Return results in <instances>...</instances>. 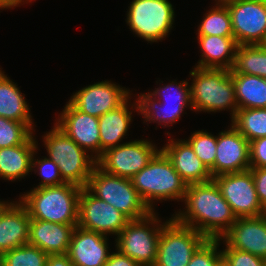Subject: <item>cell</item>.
I'll list each match as a JSON object with an SVG mask.
<instances>
[{"instance_id": "cell-1", "label": "cell", "mask_w": 266, "mask_h": 266, "mask_svg": "<svg viewBox=\"0 0 266 266\" xmlns=\"http://www.w3.org/2000/svg\"><path fill=\"white\" fill-rule=\"evenodd\" d=\"M182 202L186 209L175 211L172 218L197 230L207 239H220L237 220L214 179L189 184Z\"/></svg>"}, {"instance_id": "cell-2", "label": "cell", "mask_w": 266, "mask_h": 266, "mask_svg": "<svg viewBox=\"0 0 266 266\" xmlns=\"http://www.w3.org/2000/svg\"><path fill=\"white\" fill-rule=\"evenodd\" d=\"M82 187L65 183L33 188L19 195L31 219L59 224H78L79 197Z\"/></svg>"}, {"instance_id": "cell-3", "label": "cell", "mask_w": 266, "mask_h": 266, "mask_svg": "<svg viewBox=\"0 0 266 266\" xmlns=\"http://www.w3.org/2000/svg\"><path fill=\"white\" fill-rule=\"evenodd\" d=\"M190 98L194 112L230 111L232 120L238 109L230 70L214 68H192Z\"/></svg>"}, {"instance_id": "cell-4", "label": "cell", "mask_w": 266, "mask_h": 266, "mask_svg": "<svg viewBox=\"0 0 266 266\" xmlns=\"http://www.w3.org/2000/svg\"><path fill=\"white\" fill-rule=\"evenodd\" d=\"M131 181L152 212L155 211V202H182L188 186L161 150Z\"/></svg>"}, {"instance_id": "cell-5", "label": "cell", "mask_w": 266, "mask_h": 266, "mask_svg": "<svg viewBox=\"0 0 266 266\" xmlns=\"http://www.w3.org/2000/svg\"><path fill=\"white\" fill-rule=\"evenodd\" d=\"M53 124V129L42 136L47 157L58 165L61 177L66 183L86 187L97 165L96 159Z\"/></svg>"}, {"instance_id": "cell-6", "label": "cell", "mask_w": 266, "mask_h": 266, "mask_svg": "<svg viewBox=\"0 0 266 266\" xmlns=\"http://www.w3.org/2000/svg\"><path fill=\"white\" fill-rule=\"evenodd\" d=\"M176 81L162 84L153 92L137 95L138 115L140 113L145 119L143 123L156 122L163 127H170L180 120L185 108L192 110L189 82L187 79L178 83Z\"/></svg>"}, {"instance_id": "cell-7", "label": "cell", "mask_w": 266, "mask_h": 266, "mask_svg": "<svg viewBox=\"0 0 266 266\" xmlns=\"http://www.w3.org/2000/svg\"><path fill=\"white\" fill-rule=\"evenodd\" d=\"M85 188L98 199L121 211L130 220L142 219L152 212L134 188L131 179L109 174L97 165Z\"/></svg>"}, {"instance_id": "cell-8", "label": "cell", "mask_w": 266, "mask_h": 266, "mask_svg": "<svg viewBox=\"0 0 266 266\" xmlns=\"http://www.w3.org/2000/svg\"><path fill=\"white\" fill-rule=\"evenodd\" d=\"M153 211L148 216L130 220L115 239V247L140 266H153L158 251V241L165 222Z\"/></svg>"}, {"instance_id": "cell-9", "label": "cell", "mask_w": 266, "mask_h": 266, "mask_svg": "<svg viewBox=\"0 0 266 266\" xmlns=\"http://www.w3.org/2000/svg\"><path fill=\"white\" fill-rule=\"evenodd\" d=\"M126 15L130 31L148 43L165 40L175 22L169 0H133Z\"/></svg>"}, {"instance_id": "cell-10", "label": "cell", "mask_w": 266, "mask_h": 266, "mask_svg": "<svg viewBox=\"0 0 266 266\" xmlns=\"http://www.w3.org/2000/svg\"><path fill=\"white\" fill-rule=\"evenodd\" d=\"M207 240L197 230L166 219L158 241L153 266H187L197 249Z\"/></svg>"}, {"instance_id": "cell-11", "label": "cell", "mask_w": 266, "mask_h": 266, "mask_svg": "<svg viewBox=\"0 0 266 266\" xmlns=\"http://www.w3.org/2000/svg\"><path fill=\"white\" fill-rule=\"evenodd\" d=\"M160 150L150 140H131L104 151L96 160L97 166L109 174L131 179L147 166Z\"/></svg>"}, {"instance_id": "cell-12", "label": "cell", "mask_w": 266, "mask_h": 266, "mask_svg": "<svg viewBox=\"0 0 266 266\" xmlns=\"http://www.w3.org/2000/svg\"><path fill=\"white\" fill-rule=\"evenodd\" d=\"M130 219L121 211L92 195L85 187L79 197L78 224L80 228L103 235H119Z\"/></svg>"}, {"instance_id": "cell-13", "label": "cell", "mask_w": 266, "mask_h": 266, "mask_svg": "<svg viewBox=\"0 0 266 266\" xmlns=\"http://www.w3.org/2000/svg\"><path fill=\"white\" fill-rule=\"evenodd\" d=\"M226 6L238 45L266 44V0H236Z\"/></svg>"}, {"instance_id": "cell-14", "label": "cell", "mask_w": 266, "mask_h": 266, "mask_svg": "<svg viewBox=\"0 0 266 266\" xmlns=\"http://www.w3.org/2000/svg\"><path fill=\"white\" fill-rule=\"evenodd\" d=\"M213 179L237 218L266 214V210L258 200L250 170L222 174Z\"/></svg>"}, {"instance_id": "cell-15", "label": "cell", "mask_w": 266, "mask_h": 266, "mask_svg": "<svg viewBox=\"0 0 266 266\" xmlns=\"http://www.w3.org/2000/svg\"><path fill=\"white\" fill-rule=\"evenodd\" d=\"M131 92L126 87L104 80L73 93L69 102L81 112L99 118L123 105L133 95Z\"/></svg>"}, {"instance_id": "cell-16", "label": "cell", "mask_w": 266, "mask_h": 266, "mask_svg": "<svg viewBox=\"0 0 266 266\" xmlns=\"http://www.w3.org/2000/svg\"><path fill=\"white\" fill-rule=\"evenodd\" d=\"M217 135L216 159L211 176L250 169V142L232 125Z\"/></svg>"}, {"instance_id": "cell-17", "label": "cell", "mask_w": 266, "mask_h": 266, "mask_svg": "<svg viewBox=\"0 0 266 266\" xmlns=\"http://www.w3.org/2000/svg\"><path fill=\"white\" fill-rule=\"evenodd\" d=\"M57 119V120H56ZM55 119V124L82 149L100 157L99 118L76 109L69 101Z\"/></svg>"}, {"instance_id": "cell-18", "label": "cell", "mask_w": 266, "mask_h": 266, "mask_svg": "<svg viewBox=\"0 0 266 266\" xmlns=\"http://www.w3.org/2000/svg\"><path fill=\"white\" fill-rule=\"evenodd\" d=\"M219 240L225 244V248L249 252L266 259V214L237 218Z\"/></svg>"}, {"instance_id": "cell-19", "label": "cell", "mask_w": 266, "mask_h": 266, "mask_svg": "<svg viewBox=\"0 0 266 266\" xmlns=\"http://www.w3.org/2000/svg\"><path fill=\"white\" fill-rule=\"evenodd\" d=\"M106 235L76 226L68 249V257L74 266H104L110 250Z\"/></svg>"}, {"instance_id": "cell-20", "label": "cell", "mask_w": 266, "mask_h": 266, "mask_svg": "<svg viewBox=\"0 0 266 266\" xmlns=\"http://www.w3.org/2000/svg\"><path fill=\"white\" fill-rule=\"evenodd\" d=\"M168 141L160 149L187 185L208 182L213 179L210 171L185 139L170 137Z\"/></svg>"}, {"instance_id": "cell-21", "label": "cell", "mask_w": 266, "mask_h": 266, "mask_svg": "<svg viewBox=\"0 0 266 266\" xmlns=\"http://www.w3.org/2000/svg\"><path fill=\"white\" fill-rule=\"evenodd\" d=\"M31 218L25 206L10 201L0 213V253L13 250L29 242Z\"/></svg>"}, {"instance_id": "cell-22", "label": "cell", "mask_w": 266, "mask_h": 266, "mask_svg": "<svg viewBox=\"0 0 266 266\" xmlns=\"http://www.w3.org/2000/svg\"><path fill=\"white\" fill-rule=\"evenodd\" d=\"M77 224H59L31 219L28 244L48 255L68 252L73 231Z\"/></svg>"}, {"instance_id": "cell-23", "label": "cell", "mask_w": 266, "mask_h": 266, "mask_svg": "<svg viewBox=\"0 0 266 266\" xmlns=\"http://www.w3.org/2000/svg\"><path fill=\"white\" fill-rule=\"evenodd\" d=\"M131 98L115 110L109 111L99 117L100 156L107 149L124 144L122 140L128 135L130 124L133 121L132 113L134 109L136 112H139L137 100L131 104Z\"/></svg>"}, {"instance_id": "cell-24", "label": "cell", "mask_w": 266, "mask_h": 266, "mask_svg": "<svg viewBox=\"0 0 266 266\" xmlns=\"http://www.w3.org/2000/svg\"><path fill=\"white\" fill-rule=\"evenodd\" d=\"M201 59L197 68L231 70L238 44L234 36L197 35Z\"/></svg>"}, {"instance_id": "cell-25", "label": "cell", "mask_w": 266, "mask_h": 266, "mask_svg": "<svg viewBox=\"0 0 266 266\" xmlns=\"http://www.w3.org/2000/svg\"><path fill=\"white\" fill-rule=\"evenodd\" d=\"M36 149L34 134L24 144L0 148V178L13 182L29 175Z\"/></svg>"}, {"instance_id": "cell-26", "label": "cell", "mask_w": 266, "mask_h": 266, "mask_svg": "<svg viewBox=\"0 0 266 266\" xmlns=\"http://www.w3.org/2000/svg\"><path fill=\"white\" fill-rule=\"evenodd\" d=\"M0 68V116L6 119L23 122L34 132V120L29 104L17 83H14Z\"/></svg>"}, {"instance_id": "cell-27", "label": "cell", "mask_w": 266, "mask_h": 266, "mask_svg": "<svg viewBox=\"0 0 266 266\" xmlns=\"http://www.w3.org/2000/svg\"><path fill=\"white\" fill-rule=\"evenodd\" d=\"M238 109L266 108L265 78L231 73Z\"/></svg>"}, {"instance_id": "cell-28", "label": "cell", "mask_w": 266, "mask_h": 266, "mask_svg": "<svg viewBox=\"0 0 266 266\" xmlns=\"http://www.w3.org/2000/svg\"><path fill=\"white\" fill-rule=\"evenodd\" d=\"M230 72L266 78V44L238 45Z\"/></svg>"}, {"instance_id": "cell-29", "label": "cell", "mask_w": 266, "mask_h": 266, "mask_svg": "<svg viewBox=\"0 0 266 266\" xmlns=\"http://www.w3.org/2000/svg\"><path fill=\"white\" fill-rule=\"evenodd\" d=\"M231 124L249 142L266 137V108L237 109Z\"/></svg>"}, {"instance_id": "cell-30", "label": "cell", "mask_w": 266, "mask_h": 266, "mask_svg": "<svg viewBox=\"0 0 266 266\" xmlns=\"http://www.w3.org/2000/svg\"><path fill=\"white\" fill-rule=\"evenodd\" d=\"M199 23L196 35L234 36L231 17L226 5L214 4Z\"/></svg>"}, {"instance_id": "cell-31", "label": "cell", "mask_w": 266, "mask_h": 266, "mask_svg": "<svg viewBox=\"0 0 266 266\" xmlns=\"http://www.w3.org/2000/svg\"><path fill=\"white\" fill-rule=\"evenodd\" d=\"M48 254L36 246L22 245L2 254V266H45Z\"/></svg>"}, {"instance_id": "cell-32", "label": "cell", "mask_w": 266, "mask_h": 266, "mask_svg": "<svg viewBox=\"0 0 266 266\" xmlns=\"http://www.w3.org/2000/svg\"><path fill=\"white\" fill-rule=\"evenodd\" d=\"M188 138L186 141L210 171L214 167L216 159L217 136L202 129L193 132Z\"/></svg>"}, {"instance_id": "cell-33", "label": "cell", "mask_w": 266, "mask_h": 266, "mask_svg": "<svg viewBox=\"0 0 266 266\" xmlns=\"http://www.w3.org/2000/svg\"><path fill=\"white\" fill-rule=\"evenodd\" d=\"M33 134L27 124L0 116V148L24 144Z\"/></svg>"}, {"instance_id": "cell-34", "label": "cell", "mask_w": 266, "mask_h": 266, "mask_svg": "<svg viewBox=\"0 0 266 266\" xmlns=\"http://www.w3.org/2000/svg\"><path fill=\"white\" fill-rule=\"evenodd\" d=\"M37 150H35L33 158H32V166L31 171H34L35 174L38 173L39 177L41 176V182L39 185L33 188H42V187H51V186H59L63 185L66 182L61 177L58 165L48 158L47 156H43L42 158H36Z\"/></svg>"}, {"instance_id": "cell-35", "label": "cell", "mask_w": 266, "mask_h": 266, "mask_svg": "<svg viewBox=\"0 0 266 266\" xmlns=\"http://www.w3.org/2000/svg\"><path fill=\"white\" fill-rule=\"evenodd\" d=\"M219 239H207L193 254L187 266H223Z\"/></svg>"}, {"instance_id": "cell-36", "label": "cell", "mask_w": 266, "mask_h": 266, "mask_svg": "<svg viewBox=\"0 0 266 266\" xmlns=\"http://www.w3.org/2000/svg\"><path fill=\"white\" fill-rule=\"evenodd\" d=\"M224 266H266V259L233 248L222 250Z\"/></svg>"}, {"instance_id": "cell-37", "label": "cell", "mask_w": 266, "mask_h": 266, "mask_svg": "<svg viewBox=\"0 0 266 266\" xmlns=\"http://www.w3.org/2000/svg\"><path fill=\"white\" fill-rule=\"evenodd\" d=\"M250 168H266V137L250 142Z\"/></svg>"}, {"instance_id": "cell-38", "label": "cell", "mask_w": 266, "mask_h": 266, "mask_svg": "<svg viewBox=\"0 0 266 266\" xmlns=\"http://www.w3.org/2000/svg\"><path fill=\"white\" fill-rule=\"evenodd\" d=\"M252 172L257 197L266 210V168H250Z\"/></svg>"}, {"instance_id": "cell-39", "label": "cell", "mask_w": 266, "mask_h": 266, "mask_svg": "<svg viewBox=\"0 0 266 266\" xmlns=\"http://www.w3.org/2000/svg\"><path fill=\"white\" fill-rule=\"evenodd\" d=\"M116 252L109 254L108 260L104 266H140L130 257L123 255L120 251L115 249Z\"/></svg>"}, {"instance_id": "cell-40", "label": "cell", "mask_w": 266, "mask_h": 266, "mask_svg": "<svg viewBox=\"0 0 266 266\" xmlns=\"http://www.w3.org/2000/svg\"><path fill=\"white\" fill-rule=\"evenodd\" d=\"M45 266H74L68 257V254H51L48 255Z\"/></svg>"}, {"instance_id": "cell-41", "label": "cell", "mask_w": 266, "mask_h": 266, "mask_svg": "<svg viewBox=\"0 0 266 266\" xmlns=\"http://www.w3.org/2000/svg\"><path fill=\"white\" fill-rule=\"evenodd\" d=\"M16 6L10 0H0V9H13Z\"/></svg>"}, {"instance_id": "cell-42", "label": "cell", "mask_w": 266, "mask_h": 266, "mask_svg": "<svg viewBox=\"0 0 266 266\" xmlns=\"http://www.w3.org/2000/svg\"><path fill=\"white\" fill-rule=\"evenodd\" d=\"M16 7H20V5H23L24 3H31L32 0H10ZM23 3V4H22Z\"/></svg>"}, {"instance_id": "cell-43", "label": "cell", "mask_w": 266, "mask_h": 266, "mask_svg": "<svg viewBox=\"0 0 266 266\" xmlns=\"http://www.w3.org/2000/svg\"><path fill=\"white\" fill-rule=\"evenodd\" d=\"M236 0H215L216 5H227L229 3L235 2Z\"/></svg>"}, {"instance_id": "cell-44", "label": "cell", "mask_w": 266, "mask_h": 266, "mask_svg": "<svg viewBox=\"0 0 266 266\" xmlns=\"http://www.w3.org/2000/svg\"><path fill=\"white\" fill-rule=\"evenodd\" d=\"M10 201L8 200V201H1L0 200V213H1V211L3 210V208L9 203Z\"/></svg>"}, {"instance_id": "cell-45", "label": "cell", "mask_w": 266, "mask_h": 266, "mask_svg": "<svg viewBox=\"0 0 266 266\" xmlns=\"http://www.w3.org/2000/svg\"><path fill=\"white\" fill-rule=\"evenodd\" d=\"M0 266H2V254L0 253Z\"/></svg>"}]
</instances>
